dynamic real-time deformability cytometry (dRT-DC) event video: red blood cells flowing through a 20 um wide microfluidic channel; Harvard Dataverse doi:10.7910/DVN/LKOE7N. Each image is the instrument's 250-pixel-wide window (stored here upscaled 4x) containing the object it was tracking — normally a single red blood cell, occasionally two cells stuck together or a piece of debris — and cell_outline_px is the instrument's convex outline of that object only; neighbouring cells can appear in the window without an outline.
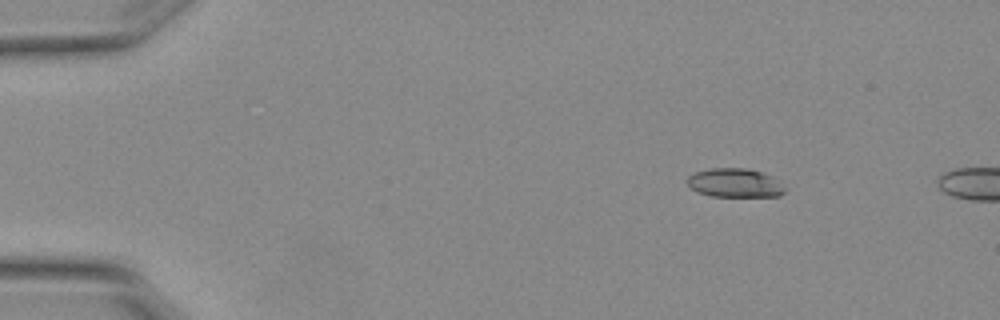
{"species": "Egyptian fruit bat (a non-hibernating species)", "species_latin": "Rousettus aegyptiacus", "temperature_condition": "warm", "stored_images_in_passage": 2, "camera_frame_rate_fps": 3000, "um_per_image_px": 0.085, "animal": {"sex": "female"}, "frame": {"image": 1, "passage_image": 1, "time_ms": 0.0, "image_size_px": [1000, 320], "cell_outline_px": [[788, 188], [780, 196], [712, 196], [696, 192], [688, 184], [688, 176], [696, 172], [708, 168], [748, 168], [772, 176]], "centroid_in_image_um": [62.49, 15.54], "position_along_channel_um": 22.5, "area_um2": 16.47}}